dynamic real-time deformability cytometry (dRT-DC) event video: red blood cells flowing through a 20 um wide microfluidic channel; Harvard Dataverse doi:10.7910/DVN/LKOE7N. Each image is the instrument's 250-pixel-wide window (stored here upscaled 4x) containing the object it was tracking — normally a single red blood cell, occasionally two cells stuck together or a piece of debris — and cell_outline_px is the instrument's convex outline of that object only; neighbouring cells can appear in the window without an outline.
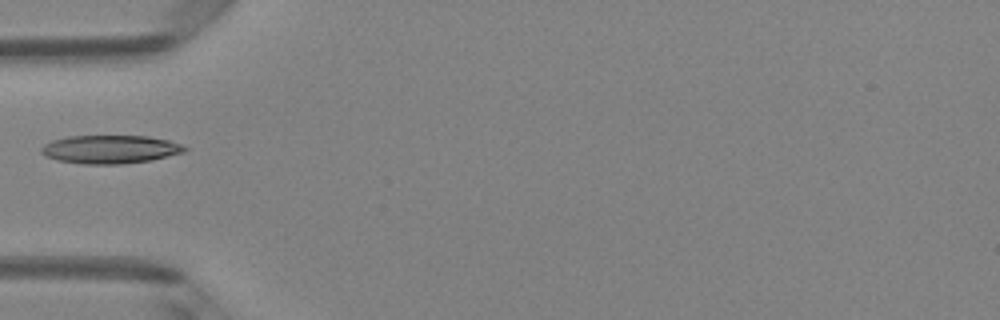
{"species": "Egyptian fruit bat (a non-hibernating species)", "species_latin": "Rousettus aegyptiacus", "temperature_condition": "room temperature", "stored_images_in_passage": 3, "camera_frame_rate_fps": 3000, "um_per_image_px": 0.085, "animal": {"sex": "female"}, "frame": {"image": 1, "passage_image": 1, "time_ms": 0.0, "image_size_px": [1000, 320], "cell_outline_px": [[188, 148], [184, 152], [152, 160], [120, 164], [80, 164], [60, 160], [48, 156], [40, 152], [40, 148], [44, 144], [52, 140], [68, 136], [148, 136], [168, 140], [180, 144]], "centroid_in_image_um": [9.37, 12.69], "position_along_channel_um": 75.6, "area_um2": 23.58}}
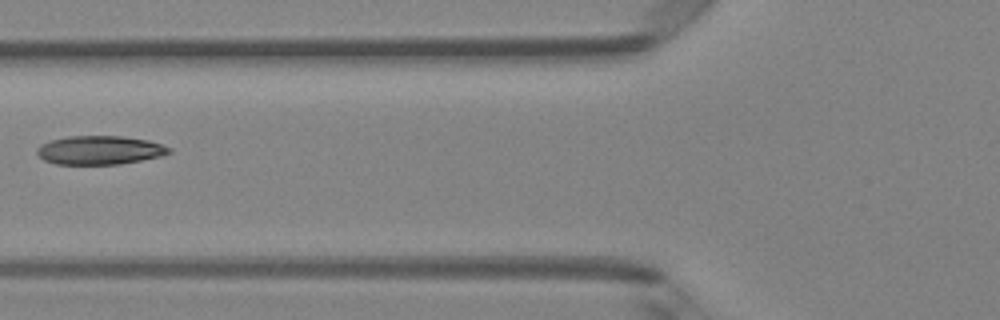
{"frame": {"image": 2, "passage_image": 2, "time_ms": 0.333, "image_size_px": [1000, 320], "cell_outline_px": [[172, 152], [160, 156], [120, 164], [56, 164], [44, 160], [36, 152], [36, 148], [40, 144], [48, 140], [68, 136], [120, 136], [148, 140], [172, 148]], "centroid_in_image_um": [8.44, 12.75], "position_along_channel_um": 117.4, "area_um2": 22.14}}
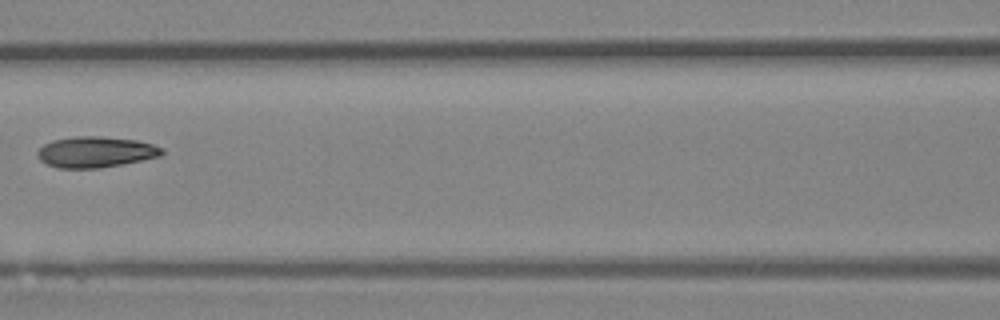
{"frame": {"image": 3, "passage_image": 3, "time_ms": 0.667, "image_size_px": [1000, 320], "cell_outline_px": [[164, 152], [160, 156], [100, 168], [56, 168], [40, 160], [36, 156], [36, 152], [44, 144], [52, 140], [72, 136], [100, 136], [136, 140], [152, 144], [164, 148]], "centroid_in_image_um": [8.09, 12.91], "position_along_channel_um": 158.5, "area_um2": 22.43}}